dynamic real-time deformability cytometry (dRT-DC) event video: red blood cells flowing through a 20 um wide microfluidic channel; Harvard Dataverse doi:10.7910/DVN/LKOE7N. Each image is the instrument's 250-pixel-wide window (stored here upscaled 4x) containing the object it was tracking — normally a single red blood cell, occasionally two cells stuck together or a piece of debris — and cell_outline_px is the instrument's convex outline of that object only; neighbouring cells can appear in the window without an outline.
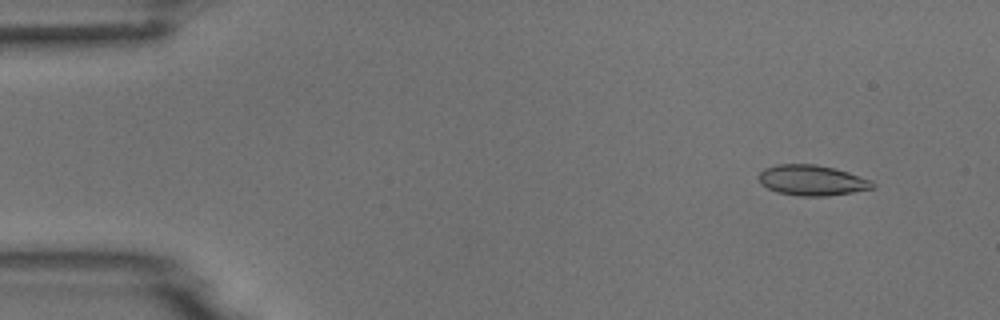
{"species": "common noctule bat (a hibernating species)", "species_latin": "Nyctalus noctula", "temperature_condition": "room temperature", "stored_images_in_passage": 5, "camera_frame_rate_fps": 3000, "um_per_image_px": 0.085, "animal": {"sex": "male", "body_mass_g": 18.8}, "frame": {"image": 1, "passage_image": 2, "time_ms": 1.0, "image_size_px": [1000, 320], "cell_outline_px": [[876, 184], [872, 188], [852, 192], [828, 196], [800, 196], [776, 192], [760, 184], [760, 172], [764, 168], [776, 164], [816, 164], [848, 172], [872, 180]], "centroid_in_image_um": [69.01, 15.32], "position_along_channel_um": 16.0, "area_um2": 20.17}}
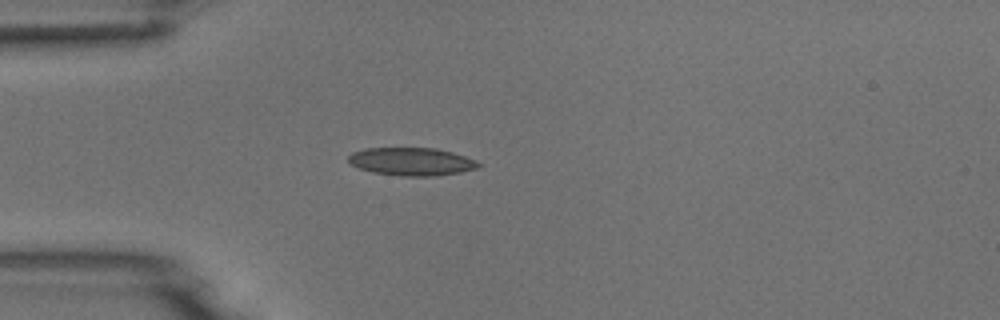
{"frame": {"image": 2, "passage_image": 5, "time_ms": 4.333, "image_size_px": [1000, 320], "cell_outline_px": [[484, 164], [480, 168], [460, 172], [436, 176], [400, 176], [372, 172], [360, 168], [352, 164], [348, 160], [348, 156], [352, 152], [364, 148], [436, 148], [452, 152], [476, 160]], "centroid_in_image_um": [35.03, 13.73], "position_along_channel_um": 50.0, "area_um2": 21.33}}